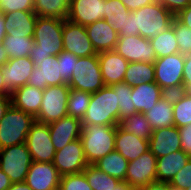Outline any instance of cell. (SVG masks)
I'll return each mask as SVG.
<instances>
[{
  "mask_svg": "<svg viewBox=\"0 0 191 190\" xmlns=\"http://www.w3.org/2000/svg\"><path fill=\"white\" fill-rule=\"evenodd\" d=\"M9 60L4 46L0 43V67H2Z\"/></svg>",
  "mask_w": 191,
  "mask_h": 190,
  "instance_id": "cell-56",
  "label": "cell"
},
{
  "mask_svg": "<svg viewBox=\"0 0 191 190\" xmlns=\"http://www.w3.org/2000/svg\"><path fill=\"white\" fill-rule=\"evenodd\" d=\"M111 87L114 89V93H117V102L119 104V123L124 118L136 113L135 105L132 102V87L124 82L113 84Z\"/></svg>",
  "mask_w": 191,
  "mask_h": 190,
  "instance_id": "cell-38",
  "label": "cell"
},
{
  "mask_svg": "<svg viewBox=\"0 0 191 190\" xmlns=\"http://www.w3.org/2000/svg\"><path fill=\"white\" fill-rule=\"evenodd\" d=\"M149 150V140L127 133L116 126L115 151H118L129 162L139 158Z\"/></svg>",
  "mask_w": 191,
  "mask_h": 190,
  "instance_id": "cell-23",
  "label": "cell"
},
{
  "mask_svg": "<svg viewBox=\"0 0 191 190\" xmlns=\"http://www.w3.org/2000/svg\"><path fill=\"white\" fill-rule=\"evenodd\" d=\"M34 121L32 115L11 105L0 120V149L26 143Z\"/></svg>",
  "mask_w": 191,
  "mask_h": 190,
  "instance_id": "cell-5",
  "label": "cell"
},
{
  "mask_svg": "<svg viewBox=\"0 0 191 190\" xmlns=\"http://www.w3.org/2000/svg\"><path fill=\"white\" fill-rule=\"evenodd\" d=\"M116 126L93 125L82 126L80 140L88 164H94L115 150Z\"/></svg>",
  "mask_w": 191,
  "mask_h": 190,
  "instance_id": "cell-4",
  "label": "cell"
},
{
  "mask_svg": "<svg viewBox=\"0 0 191 190\" xmlns=\"http://www.w3.org/2000/svg\"><path fill=\"white\" fill-rule=\"evenodd\" d=\"M26 145L33 161L53 162L56 151L48 124L35 120L27 134Z\"/></svg>",
  "mask_w": 191,
  "mask_h": 190,
  "instance_id": "cell-10",
  "label": "cell"
},
{
  "mask_svg": "<svg viewBox=\"0 0 191 190\" xmlns=\"http://www.w3.org/2000/svg\"><path fill=\"white\" fill-rule=\"evenodd\" d=\"M169 184L182 190L191 186V158L186 162L185 166L175 174Z\"/></svg>",
  "mask_w": 191,
  "mask_h": 190,
  "instance_id": "cell-44",
  "label": "cell"
},
{
  "mask_svg": "<svg viewBox=\"0 0 191 190\" xmlns=\"http://www.w3.org/2000/svg\"><path fill=\"white\" fill-rule=\"evenodd\" d=\"M76 55L72 54L71 52L62 51L58 56V63L61 69V77L63 80L68 84L71 80L72 74L74 72L75 64L78 61Z\"/></svg>",
  "mask_w": 191,
  "mask_h": 190,
  "instance_id": "cell-42",
  "label": "cell"
},
{
  "mask_svg": "<svg viewBox=\"0 0 191 190\" xmlns=\"http://www.w3.org/2000/svg\"><path fill=\"white\" fill-rule=\"evenodd\" d=\"M92 94L89 92L79 91L70 88L68 102H67V111L68 115L79 120L84 118Z\"/></svg>",
  "mask_w": 191,
  "mask_h": 190,
  "instance_id": "cell-39",
  "label": "cell"
},
{
  "mask_svg": "<svg viewBox=\"0 0 191 190\" xmlns=\"http://www.w3.org/2000/svg\"><path fill=\"white\" fill-rule=\"evenodd\" d=\"M99 65L105 86L123 82L129 62L115 50L98 53Z\"/></svg>",
  "mask_w": 191,
  "mask_h": 190,
  "instance_id": "cell-20",
  "label": "cell"
},
{
  "mask_svg": "<svg viewBox=\"0 0 191 190\" xmlns=\"http://www.w3.org/2000/svg\"><path fill=\"white\" fill-rule=\"evenodd\" d=\"M3 16V11L2 9L0 8V18Z\"/></svg>",
  "mask_w": 191,
  "mask_h": 190,
  "instance_id": "cell-61",
  "label": "cell"
},
{
  "mask_svg": "<svg viewBox=\"0 0 191 190\" xmlns=\"http://www.w3.org/2000/svg\"><path fill=\"white\" fill-rule=\"evenodd\" d=\"M48 126L55 151L61 150L68 143L79 139L82 132L81 120L69 115Z\"/></svg>",
  "mask_w": 191,
  "mask_h": 190,
  "instance_id": "cell-19",
  "label": "cell"
},
{
  "mask_svg": "<svg viewBox=\"0 0 191 190\" xmlns=\"http://www.w3.org/2000/svg\"><path fill=\"white\" fill-rule=\"evenodd\" d=\"M139 190H169V182L155 181L148 184L146 187Z\"/></svg>",
  "mask_w": 191,
  "mask_h": 190,
  "instance_id": "cell-52",
  "label": "cell"
},
{
  "mask_svg": "<svg viewBox=\"0 0 191 190\" xmlns=\"http://www.w3.org/2000/svg\"><path fill=\"white\" fill-rule=\"evenodd\" d=\"M185 56L181 53L157 58L155 67V83L166 93L181 92L183 89V71Z\"/></svg>",
  "mask_w": 191,
  "mask_h": 190,
  "instance_id": "cell-6",
  "label": "cell"
},
{
  "mask_svg": "<svg viewBox=\"0 0 191 190\" xmlns=\"http://www.w3.org/2000/svg\"><path fill=\"white\" fill-rule=\"evenodd\" d=\"M113 190H122V181Z\"/></svg>",
  "mask_w": 191,
  "mask_h": 190,
  "instance_id": "cell-59",
  "label": "cell"
},
{
  "mask_svg": "<svg viewBox=\"0 0 191 190\" xmlns=\"http://www.w3.org/2000/svg\"><path fill=\"white\" fill-rule=\"evenodd\" d=\"M32 162L26 143L0 149V169L12 183L25 182Z\"/></svg>",
  "mask_w": 191,
  "mask_h": 190,
  "instance_id": "cell-9",
  "label": "cell"
},
{
  "mask_svg": "<svg viewBox=\"0 0 191 190\" xmlns=\"http://www.w3.org/2000/svg\"><path fill=\"white\" fill-rule=\"evenodd\" d=\"M60 190H93L89 185L85 174H69L61 176L60 179Z\"/></svg>",
  "mask_w": 191,
  "mask_h": 190,
  "instance_id": "cell-41",
  "label": "cell"
},
{
  "mask_svg": "<svg viewBox=\"0 0 191 190\" xmlns=\"http://www.w3.org/2000/svg\"><path fill=\"white\" fill-rule=\"evenodd\" d=\"M149 41L156 52L157 58L178 53V42L172 26L161 34L149 39Z\"/></svg>",
  "mask_w": 191,
  "mask_h": 190,
  "instance_id": "cell-37",
  "label": "cell"
},
{
  "mask_svg": "<svg viewBox=\"0 0 191 190\" xmlns=\"http://www.w3.org/2000/svg\"><path fill=\"white\" fill-rule=\"evenodd\" d=\"M182 92L191 96V54L185 55Z\"/></svg>",
  "mask_w": 191,
  "mask_h": 190,
  "instance_id": "cell-46",
  "label": "cell"
},
{
  "mask_svg": "<svg viewBox=\"0 0 191 190\" xmlns=\"http://www.w3.org/2000/svg\"><path fill=\"white\" fill-rule=\"evenodd\" d=\"M164 95L166 93L155 82L132 87V102L135 105L136 112H147Z\"/></svg>",
  "mask_w": 191,
  "mask_h": 190,
  "instance_id": "cell-26",
  "label": "cell"
},
{
  "mask_svg": "<svg viewBox=\"0 0 191 190\" xmlns=\"http://www.w3.org/2000/svg\"><path fill=\"white\" fill-rule=\"evenodd\" d=\"M12 182L10 181L8 175L0 169V190H7Z\"/></svg>",
  "mask_w": 191,
  "mask_h": 190,
  "instance_id": "cell-53",
  "label": "cell"
},
{
  "mask_svg": "<svg viewBox=\"0 0 191 190\" xmlns=\"http://www.w3.org/2000/svg\"><path fill=\"white\" fill-rule=\"evenodd\" d=\"M119 126L127 133L148 139L152 136L153 128L144 113L136 112L119 122Z\"/></svg>",
  "mask_w": 191,
  "mask_h": 190,
  "instance_id": "cell-33",
  "label": "cell"
},
{
  "mask_svg": "<svg viewBox=\"0 0 191 190\" xmlns=\"http://www.w3.org/2000/svg\"><path fill=\"white\" fill-rule=\"evenodd\" d=\"M174 126L191 124V96L184 92L173 93Z\"/></svg>",
  "mask_w": 191,
  "mask_h": 190,
  "instance_id": "cell-36",
  "label": "cell"
},
{
  "mask_svg": "<svg viewBox=\"0 0 191 190\" xmlns=\"http://www.w3.org/2000/svg\"><path fill=\"white\" fill-rule=\"evenodd\" d=\"M119 116V104L117 93L111 86H104L95 93H92L89 106L84 118L81 120L82 126L89 124L117 126Z\"/></svg>",
  "mask_w": 191,
  "mask_h": 190,
  "instance_id": "cell-2",
  "label": "cell"
},
{
  "mask_svg": "<svg viewBox=\"0 0 191 190\" xmlns=\"http://www.w3.org/2000/svg\"><path fill=\"white\" fill-rule=\"evenodd\" d=\"M83 173L93 190H113L121 181L101 171L94 164H88Z\"/></svg>",
  "mask_w": 191,
  "mask_h": 190,
  "instance_id": "cell-35",
  "label": "cell"
},
{
  "mask_svg": "<svg viewBox=\"0 0 191 190\" xmlns=\"http://www.w3.org/2000/svg\"><path fill=\"white\" fill-rule=\"evenodd\" d=\"M0 8L3 14L13 11L34 12V2L33 0H0Z\"/></svg>",
  "mask_w": 191,
  "mask_h": 190,
  "instance_id": "cell-43",
  "label": "cell"
},
{
  "mask_svg": "<svg viewBox=\"0 0 191 190\" xmlns=\"http://www.w3.org/2000/svg\"><path fill=\"white\" fill-rule=\"evenodd\" d=\"M128 62H146L153 64L157 57L151 42L140 35L118 37L114 49Z\"/></svg>",
  "mask_w": 191,
  "mask_h": 190,
  "instance_id": "cell-12",
  "label": "cell"
},
{
  "mask_svg": "<svg viewBox=\"0 0 191 190\" xmlns=\"http://www.w3.org/2000/svg\"><path fill=\"white\" fill-rule=\"evenodd\" d=\"M7 190H32V188L25 182L12 183Z\"/></svg>",
  "mask_w": 191,
  "mask_h": 190,
  "instance_id": "cell-54",
  "label": "cell"
},
{
  "mask_svg": "<svg viewBox=\"0 0 191 190\" xmlns=\"http://www.w3.org/2000/svg\"><path fill=\"white\" fill-rule=\"evenodd\" d=\"M134 35L151 39L166 31L174 15L157 0L150 5L132 11Z\"/></svg>",
  "mask_w": 191,
  "mask_h": 190,
  "instance_id": "cell-3",
  "label": "cell"
},
{
  "mask_svg": "<svg viewBox=\"0 0 191 190\" xmlns=\"http://www.w3.org/2000/svg\"><path fill=\"white\" fill-rule=\"evenodd\" d=\"M169 190H182L169 184Z\"/></svg>",
  "mask_w": 191,
  "mask_h": 190,
  "instance_id": "cell-60",
  "label": "cell"
},
{
  "mask_svg": "<svg viewBox=\"0 0 191 190\" xmlns=\"http://www.w3.org/2000/svg\"><path fill=\"white\" fill-rule=\"evenodd\" d=\"M167 10H169L174 16H176L181 10L186 8L191 0H157Z\"/></svg>",
  "mask_w": 191,
  "mask_h": 190,
  "instance_id": "cell-45",
  "label": "cell"
},
{
  "mask_svg": "<svg viewBox=\"0 0 191 190\" xmlns=\"http://www.w3.org/2000/svg\"><path fill=\"white\" fill-rule=\"evenodd\" d=\"M53 165L61 176L82 173L88 165L83 152V145L76 139L61 150L55 152Z\"/></svg>",
  "mask_w": 191,
  "mask_h": 190,
  "instance_id": "cell-13",
  "label": "cell"
},
{
  "mask_svg": "<svg viewBox=\"0 0 191 190\" xmlns=\"http://www.w3.org/2000/svg\"><path fill=\"white\" fill-rule=\"evenodd\" d=\"M11 92L6 88L4 78L2 74V68L0 67V95H10Z\"/></svg>",
  "mask_w": 191,
  "mask_h": 190,
  "instance_id": "cell-55",
  "label": "cell"
},
{
  "mask_svg": "<svg viewBox=\"0 0 191 190\" xmlns=\"http://www.w3.org/2000/svg\"><path fill=\"white\" fill-rule=\"evenodd\" d=\"M11 105V95H0V120Z\"/></svg>",
  "mask_w": 191,
  "mask_h": 190,
  "instance_id": "cell-51",
  "label": "cell"
},
{
  "mask_svg": "<svg viewBox=\"0 0 191 190\" xmlns=\"http://www.w3.org/2000/svg\"><path fill=\"white\" fill-rule=\"evenodd\" d=\"M144 114L153 130L174 126L173 93L164 95Z\"/></svg>",
  "mask_w": 191,
  "mask_h": 190,
  "instance_id": "cell-25",
  "label": "cell"
},
{
  "mask_svg": "<svg viewBox=\"0 0 191 190\" xmlns=\"http://www.w3.org/2000/svg\"><path fill=\"white\" fill-rule=\"evenodd\" d=\"M123 82L131 87L155 82L154 64L146 62H129Z\"/></svg>",
  "mask_w": 191,
  "mask_h": 190,
  "instance_id": "cell-29",
  "label": "cell"
},
{
  "mask_svg": "<svg viewBox=\"0 0 191 190\" xmlns=\"http://www.w3.org/2000/svg\"><path fill=\"white\" fill-rule=\"evenodd\" d=\"M191 158L183 150L169 153L166 156L157 158L156 173L157 181L170 182L175 174L181 170Z\"/></svg>",
  "mask_w": 191,
  "mask_h": 190,
  "instance_id": "cell-27",
  "label": "cell"
},
{
  "mask_svg": "<svg viewBox=\"0 0 191 190\" xmlns=\"http://www.w3.org/2000/svg\"><path fill=\"white\" fill-rule=\"evenodd\" d=\"M88 37L96 53L114 50L118 42V33L105 19L86 26Z\"/></svg>",
  "mask_w": 191,
  "mask_h": 190,
  "instance_id": "cell-22",
  "label": "cell"
},
{
  "mask_svg": "<svg viewBox=\"0 0 191 190\" xmlns=\"http://www.w3.org/2000/svg\"><path fill=\"white\" fill-rule=\"evenodd\" d=\"M61 175L53 162L33 161L25 178V183L32 190H57L60 186Z\"/></svg>",
  "mask_w": 191,
  "mask_h": 190,
  "instance_id": "cell-15",
  "label": "cell"
},
{
  "mask_svg": "<svg viewBox=\"0 0 191 190\" xmlns=\"http://www.w3.org/2000/svg\"><path fill=\"white\" fill-rule=\"evenodd\" d=\"M68 84L48 86L43 90V99L35 120L50 124L68 115Z\"/></svg>",
  "mask_w": 191,
  "mask_h": 190,
  "instance_id": "cell-8",
  "label": "cell"
},
{
  "mask_svg": "<svg viewBox=\"0 0 191 190\" xmlns=\"http://www.w3.org/2000/svg\"><path fill=\"white\" fill-rule=\"evenodd\" d=\"M6 34L7 32L5 30V21H4V17L2 16L0 18V43H2V40Z\"/></svg>",
  "mask_w": 191,
  "mask_h": 190,
  "instance_id": "cell-57",
  "label": "cell"
},
{
  "mask_svg": "<svg viewBox=\"0 0 191 190\" xmlns=\"http://www.w3.org/2000/svg\"><path fill=\"white\" fill-rule=\"evenodd\" d=\"M149 150L157 158L182 150L178 128L171 126L153 130L149 138Z\"/></svg>",
  "mask_w": 191,
  "mask_h": 190,
  "instance_id": "cell-21",
  "label": "cell"
},
{
  "mask_svg": "<svg viewBox=\"0 0 191 190\" xmlns=\"http://www.w3.org/2000/svg\"><path fill=\"white\" fill-rule=\"evenodd\" d=\"M68 86L72 89L95 93L103 88L104 82L97 55L79 57Z\"/></svg>",
  "mask_w": 191,
  "mask_h": 190,
  "instance_id": "cell-7",
  "label": "cell"
},
{
  "mask_svg": "<svg viewBox=\"0 0 191 190\" xmlns=\"http://www.w3.org/2000/svg\"><path fill=\"white\" fill-rule=\"evenodd\" d=\"M34 39L25 37V34L7 33L2 40L8 58L29 57L30 50L34 45Z\"/></svg>",
  "mask_w": 191,
  "mask_h": 190,
  "instance_id": "cell-30",
  "label": "cell"
},
{
  "mask_svg": "<svg viewBox=\"0 0 191 190\" xmlns=\"http://www.w3.org/2000/svg\"><path fill=\"white\" fill-rule=\"evenodd\" d=\"M129 11H136L139 8L150 5L156 0H120Z\"/></svg>",
  "mask_w": 191,
  "mask_h": 190,
  "instance_id": "cell-48",
  "label": "cell"
},
{
  "mask_svg": "<svg viewBox=\"0 0 191 190\" xmlns=\"http://www.w3.org/2000/svg\"><path fill=\"white\" fill-rule=\"evenodd\" d=\"M1 68L5 86L12 92L27 84L35 65L30 57H21L10 58Z\"/></svg>",
  "mask_w": 191,
  "mask_h": 190,
  "instance_id": "cell-18",
  "label": "cell"
},
{
  "mask_svg": "<svg viewBox=\"0 0 191 190\" xmlns=\"http://www.w3.org/2000/svg\"><path fill=\"white\" fill-rule=\"evenodd\" d=\"M5 30L7 33L25 34V37L33 38L37 15L28 11H13L3 14Z\"/></svg>",
  "mask_w": 191,
  "mask_h": 190,
  "instance_id": "cell-28",
  "label": "cell"
},
{
  "mask_svg": "<svg viewBox=\"0 0 191 190\" xmlns=\"http://www.w3.org/2000/svg\"><path fill=\"white\" fill-rule=\"evenodd\" d=\"M10 95L13 107L23 110L34 118L38 115L43 99L42 89L26 84L13 90Z\"/></svg>",
  "mask_w": 191,
  "mask_h": 190,
  "instance_id": "cell-24",
  "label": "cell"
},
{
  "mask_svg": "<svg viewBox=\"0 0 191 190\" xmlns=\"http://www.w3.org/2000/svg\"><path fill=\"white\" fill-rule=\"evenodd\" d=\"M171 26L178 42V53L184 56L191 54V29L184 25L176 16H174Z\"/></svg>",
  "mask_w": 191,
  "mask_h": 190,
  "instance_id": "cell-40",
  "label": "cell"
},
{
  "mask_svg": "<svg viewBox=\"0 0 191 190\" xmlns=\"http://www.w3.org/2000/svg\"><path fill=\"white\" fill-rule=\"evenodd\" d=\"M70 0H36L34 13L41 17L66 20L69 14Z\"/></svg>",
  "mask_w": 191,
  "mask_h": 190,
  "instance_id": "cell-32",
  "label": "cell"
},
{
  "mask_svg": "<svg viewBox=\"0 0 191 190\" xmlns=\"http://www.w3.org/2000/svg\"><path fill=\"white\" fill-rule=\"evenodd\" d=\"M62 37L64 51L71 52L77 57L97 55L85 26L66 19L63 24Z\"/></svg>",
  "mask_w": 191,
  "mask_h": 190,
  "instance_id": "cell-14",
  "label": "cell"
},
{
  "mask_svg": "<svg viewBox=\"0 0 191 190\" xmlns=\"http://www.w3.org/2000/svg\"><path fill=\"white\" fill-rule=\"evenodd\" d=\"M176 17L189 29H191V3L181 10Z\"/></svg>",
  "mask_w": 191,
  "mask_h": 190,
  "instance_id": "cell-50",
  "label": "cell"
},
{
  "mask_svg": "<svg viewBox=\"0 0 191 190\" xmlns=\"http://www.w3.org/2000/svg\"><path fill=\"white\" fill-rule=\"evenodd\" d=\"M122 190H138V189H133L126 182L122 181Z\"/></svg>",
  "mask_w": 191,
  "mask_h": 190,
  "instance_id": "cell-58",
  "label": "cell"
},
{
  "mask_svg": "<svg viewBox=\"0 0 191 190\" xmlns=\"http://www.w3.org/2000/svg\"><path fill=\"white\" fill-rule=\"evenodd\" d=\"M130 12L120 0H105L103 19L119 34Z\"/></svg>",
  "mask_w": 191,
  "mask_h": 190,
  "instance_id": "cell-34",
  "label": "cell"
},
{
  "mask_svg": "<svg viewBox=\"0 0 191 190\" xmlns=\"http://www.w3.org/2000/svg\"><path fill=\"white\" fill-rule=\"evenodd\" d=\"M119 37L124 36H134V24L132 18V12L129 13V16L124 22L122 31L118 34Z\"/></svg>",
  "mask_w": 191,
  "mask_h": 190,
  "instance_id": "cell-49",
  "label": "cell"
},
{
  "mask_svg": "<svg viewBox=\"0 0 191 190\" xmlns=\"http://www.w3.org/2000/svg\"><path fill=\"white\" fill-rule=\"evenodd\" d=\"M129 161L118 151H112L94 163L101 171L125 182Z\"/></svg>",
  "mask_w": 191,
  "mask_h": 190,
  "instance_id": "cell-31",
  "label": "cell"
},
{
  "mask_svg": "<svg viewBox=\"0 0 191 190\" xmlns=\"http://www.w3.org/2000/svg\"><path fill=\"white\" fill-rule=\"evenodd\" d=\"M157 157L148 150L128 163L125 182L133 189H141L157 181Z\"/></svg>",
  "mask_w": 191,
  "mask_h": 190,
  "instance_id": "cell-11",
  "label": "cell"
},
{
  "mask_svg": "<svg viewBox=\"0 0 191 190\" xmlns=\"http://www.w3.org/2000/svg\"><path fill=\"white\" fill-rule=\"evenodd\" d=\"M180 133L181 148L191 156V124L178 128Z\"/></svg>",
  "mask_w": 191,
  "mask_h": 190,
  "instance_id": "cell-47",
  "label": "cell"
},
{
  "mask_svg": "<svg viewBox=\"0 0 191 190\" xmlns=\"http://www.w3.org/2000/svg\"><path fill=\"white\" fill-rule=\"evenodd\" d=\"M105 0H70L67 20L88 26L103 19Z\"/></svg>",
  "mask_w": 191,
  "mask_h": 190,
  "instance_id": "cell-17",
  "label": "cell"
},
{
  "mask_svg": "<svg viewBox=\"0 0 191 190\" xmlns=\"http://www.w3.org/2000/svg\"><path fill=\"white\" fill-rule=\"evenodd\" d=\"M33 63L35 68L28 79V85L44 90L48 86L67 84L61 77L57 56H49Z\"/></svg>",
  "mask_w": 191,
  "mask_h": 190,
  "instance_id": "cell-16",
  "label": "cell"
},
{
  "mask_svg": "<svg viewBox=\"0 0 191 190\" xmlns=\"http://www.w3.org/2000/svg\"><path fill=\"white\" fill-rule=\"evenodd\" d=\"M63 19L37 16L34 30V45L29 57L42 61L49 56H58L63 51Z\"/></svg>",
  "mask_w": 191,
  "mask_h": 190,
  "instance_id": "cell-1",
  "label": "cell"
}]
</instances>
